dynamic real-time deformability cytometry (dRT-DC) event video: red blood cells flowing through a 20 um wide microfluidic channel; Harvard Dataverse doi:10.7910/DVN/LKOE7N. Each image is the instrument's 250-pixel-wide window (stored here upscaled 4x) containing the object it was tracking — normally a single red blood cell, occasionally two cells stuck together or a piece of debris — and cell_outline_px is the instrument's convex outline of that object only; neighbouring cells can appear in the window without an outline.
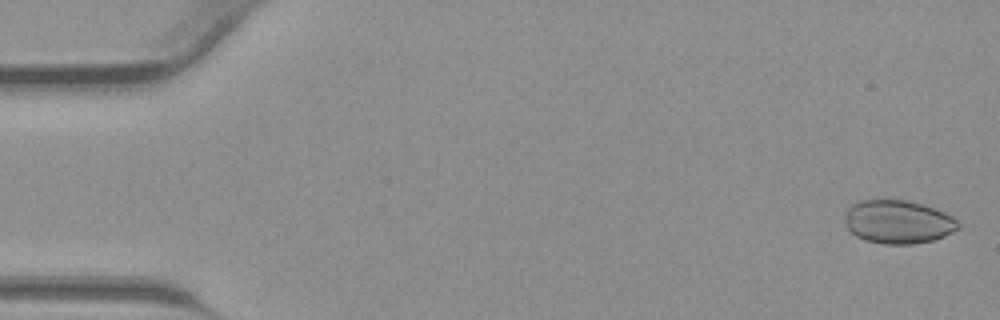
{"species": "common noctule bat (a hibernating species)", "species_latin": "Nyctalus noctula", "temperature_condition": "warm", "stored_images_in_passage": 42, "camera_frame_rate_fps": 3000, "um_per_image_px": 0.085, "animal": {"sex": "male", "body_mass_g": 23.1, "forearm_length_mm": 52.7}, "frame": {"image": 1, "passage_image": 1, "time_ms": 0.0, "image_size_px": [1000, 320], "cell_outline_px": [[960, 228], [944, 236], [932, 240], [912, 244], [884, 244], [864, 240], [856, 236], [848, 228], [844, 216], [844, 212], [856, 200], [908, 200], [944, 212], [952, 216], [960, 224]], "centroid_in_image_um": [76.31, 18.86], "position_along_channel_um": 8.7, "area_um2": 28.67}}
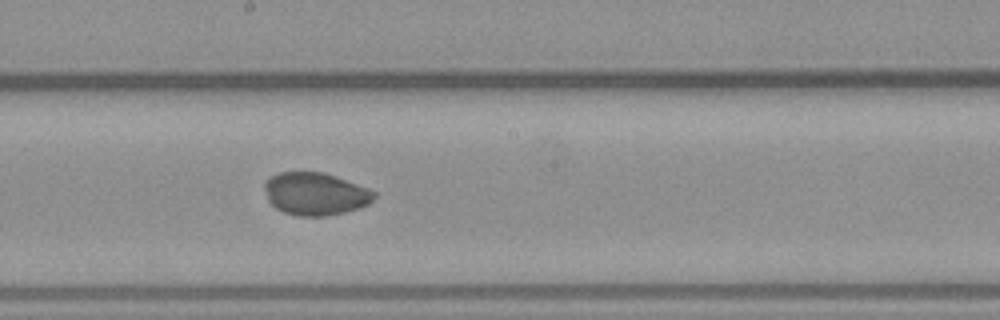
{"frame": {"image": 2, "passage_image": 23, "time_ms": 7.333, "image_size_px": [1000, 320], "cell_outline_px": [[376, 196], [368, 204], [360, 208], [344, 212], [324, 216], [296, 216], [284, 212], [276, 208], [268, 200], [264, 188], [264, 184], [272, 176], [280, 172], [324, 172], [336, 176], [368, 188], [376, 192]], "centroid_in_image_um": [26.82, 16.48], "position_along_channel_um": 221.4, "area_um2": 27.17}}
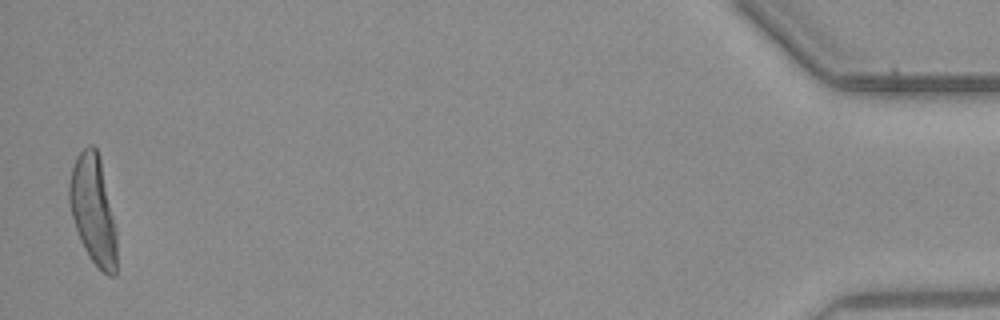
{"frame": {"image": 3, "passage_image": 42, "time_ms": 13.667, "image_size_px": [1000, 320], "cell_outline_px": [[116, 276], [108, 276], [88, 256], [80, 240], [68, 204], [68, 184], [72, 168], [76, 156], [88, 144], [92, 144], [96, 148], [100, 156], [116, 232]], "centroid_in_image_um": [7.9, 17.81], "position_along_channel_um": 427.3, "area_um2": 30.0}}